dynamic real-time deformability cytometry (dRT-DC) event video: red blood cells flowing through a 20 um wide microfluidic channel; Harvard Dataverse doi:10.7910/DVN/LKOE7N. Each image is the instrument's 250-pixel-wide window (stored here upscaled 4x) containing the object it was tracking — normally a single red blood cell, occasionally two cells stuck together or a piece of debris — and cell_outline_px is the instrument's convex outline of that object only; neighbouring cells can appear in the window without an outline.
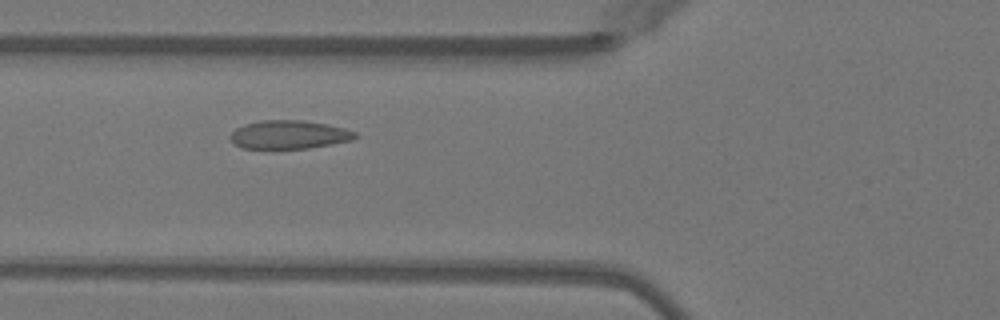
{"species": "Egyptian fruit bat (a non-hibernating species)", "species_latin": "Rousettus aegyptiacus", "temperature_condition": "warm", "stored_images_in_passage": 38, "camera_frame_rate_fps": 3000, "um_per_image_px": 0.085, "animal": {"sex": "female"}, "frame": {"image": 1, "passage_image": 14, "time_ms": 4.333, "image_size_px": [1000, 320], "cell_outline_px": [[360, 136], [352, 140], [332, 144], [308, 148], [240, 148], [228, 136], [236, 128], [244, 124], [260, 120], [304, 120], [328, 124], [344, 128], [356, 132]], "centroid_in_image_um": [24.59, 11.43], "position_along_channel_um": 101.2, "area_um2": 20.81}}
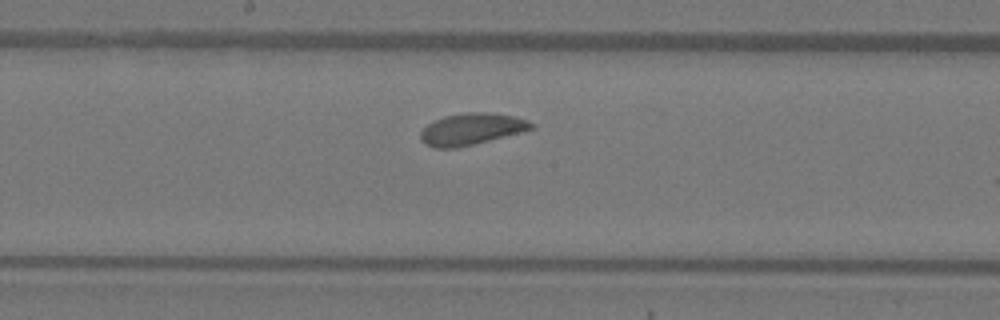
{"frame": {"image": 2, "passage_image": 22, "time_ms": 7.0, "image_size_px": [1000, 320], "cell_outline_px": [[536, 128], [456, 148], [436, 148], [424, 144], [420, 140], [420, 132], [428, 124], [444, 116], [468, 112], [484, 112], [516, 116], [528, 120], [536, 124]], "centroid_in_image_um": [40.08, 10.96], "position_along_channel_um": 208.1, "area_um2": 20.29}}
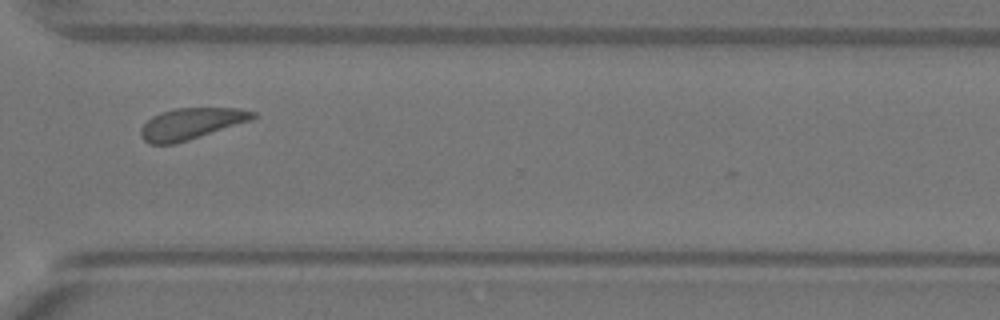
{"frame": {"image": 3, "passage_image": 33, "time_ms": 10.667, "image_size_px": [1000, 320], "cell_outline_px": [[256, 116], [252, 120], [176, 144], [148, 144], [140, 136], [140, 128], [152, 116], [160, 112], [176, 108], [236, 108], [256, 112]], "centroid_in_image_um": [16.22, 10.52], "position_along_channel_um": 354.4, "area_um2": 20.52}, "authors_computed_cell_mechanics": {"area_um2": 20.5768, "velocity_mm_per_s": 3.9958, "shape_relaxation_time_tau1_ms": 2.807, "shape_relaxation_time_tau2_ms": 2.5236, "deformation_change_tau1": 0.0856, "deformation_change_tau2": 0.0622}}